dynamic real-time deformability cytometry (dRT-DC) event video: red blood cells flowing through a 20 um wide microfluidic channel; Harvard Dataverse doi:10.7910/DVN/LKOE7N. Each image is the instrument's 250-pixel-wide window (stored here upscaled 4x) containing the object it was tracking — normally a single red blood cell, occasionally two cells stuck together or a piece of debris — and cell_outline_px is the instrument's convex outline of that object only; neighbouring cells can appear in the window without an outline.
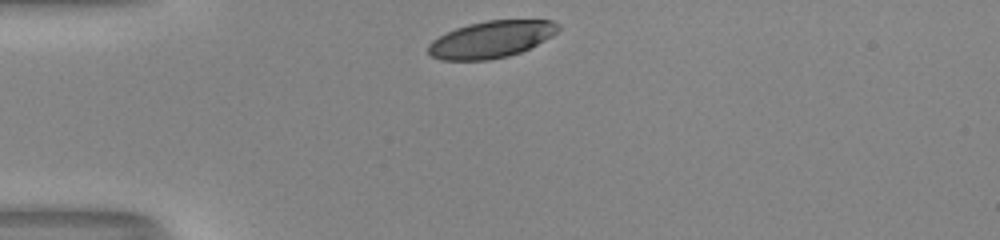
{"species": "human", "species_latin": "Homo sapiens", "temperature_condition": "room temperature", "stored_images_in_passage": 29, "camera_frame_rate_fps": 3000, "um_per_image_px": 0.085, "donor": {"sex": "male"}, "frame": {"image": 1, "passage_image": 1, "time_ms": 0.0, "image_size_px": [1000, 240], "cell_outline_px": [[560, 28], [552, 36], [520, 52], [508, 56], [488, 60], [440, 60], [432, 56], [428, 52], [428, 44], [432, 40], [456, 28], [468, 24], [488, 20], [552, 20], [560, 24]], "centroid_in_image_um": [41.75, 3.34], "position_along_channel_um": 43.3, "area_um2": 27.74}}
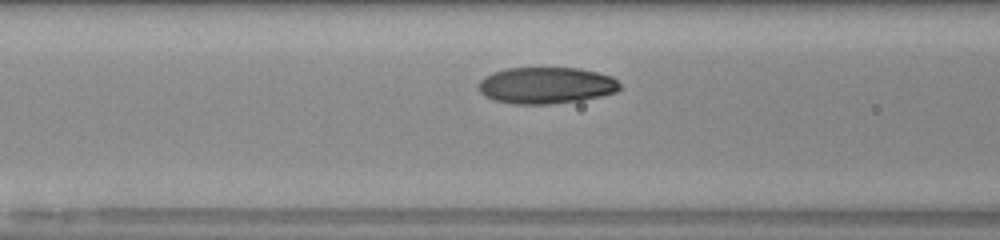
{"frame": {"image": 2, "passage_image": 9, "time_ms": 2.667, "image_size_px": [1000, 240], "cell_outline_px": [[620, 88], [616, 92], [600, 96], [580, 100], [548, 104], [512, 104], [492, 100], [484, 96], [480, 92], [480, 80], [484, 76], [492, 72], [508, 68], [576, 68], [596, 72], [612, 76], [620, 84]], "centroid_in_image_um": [46.39, 7.26], "position_along_channel_um": 120.2, "area_um2": 30.06}}
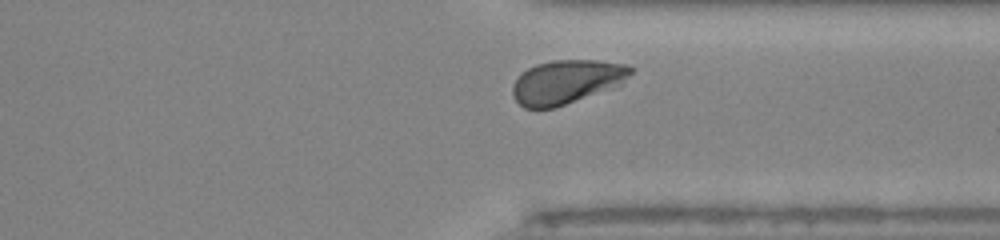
{"frame": {"image": 3, "passage_image": 27, "time_ms": 8.667, "image_size_px": [1000, 240], "cell_outline_px": [[636, 68], [620, 84], [564, 104], [552, 108], [524, 108], [512, 96], [512, 84], [528, 68], [536, 64], [552, 60], [600, 60], [628, 64]], "centroid_in_image_um": [48.15, 6.93], "position_along_channel_um": 363.2, "area_um2": 29.77}, "authors_computed_cell_mechanics": {"area_um2": 30.4028, "velocity_mm_per_s": 4.0483, "shape_relaxation_time_tau1_ms": 3.4019, "shape_relaxation_time_tau2_ms": null, "deformation_change_tau1": 0.1406, "deformation_change_tau2": null}}